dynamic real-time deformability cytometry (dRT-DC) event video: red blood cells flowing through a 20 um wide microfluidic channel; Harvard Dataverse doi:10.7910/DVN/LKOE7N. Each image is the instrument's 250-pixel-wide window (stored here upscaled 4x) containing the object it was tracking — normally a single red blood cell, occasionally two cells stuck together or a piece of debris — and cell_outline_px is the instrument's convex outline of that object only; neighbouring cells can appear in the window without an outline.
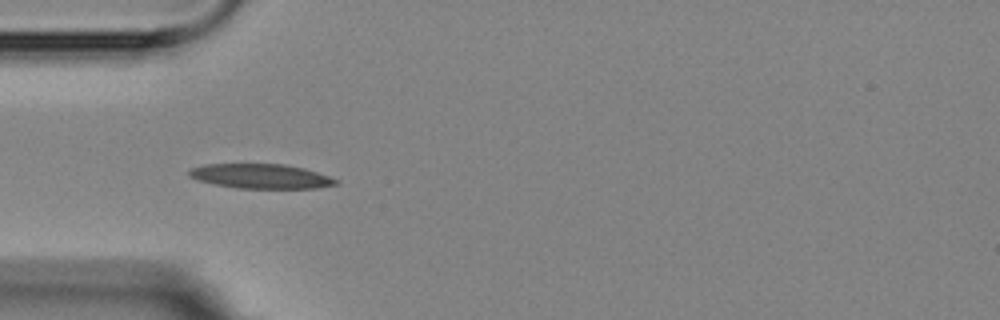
{"species": "Egyptian fruit bat (a non-hibernating species)", "species_latin": "Rousettus aegyptiacus", "temperature_condition": "room temperature", "stored_images_in_passage": 7, "camera_frame_rate_fps": 3000, "um_per_image_px": 0.085, "animal": {"sex": "female"}, "frame": {"image": 1, "passage_image": 4, "time_ms": 3.333, "image_size_px": [1000, 320], "cell_outline_px": [[336, 184], [316, 188], [236, 188], [196, 180], [188, 176], [188, 172], [192, 168], [204, 164], [284, 164], [304, 168], [328, 176], [336, 180]], "centroid_in_image_um": [22.11, 14.97], "position_along_channel_um": 62.9, "area_um2": 20.81}}
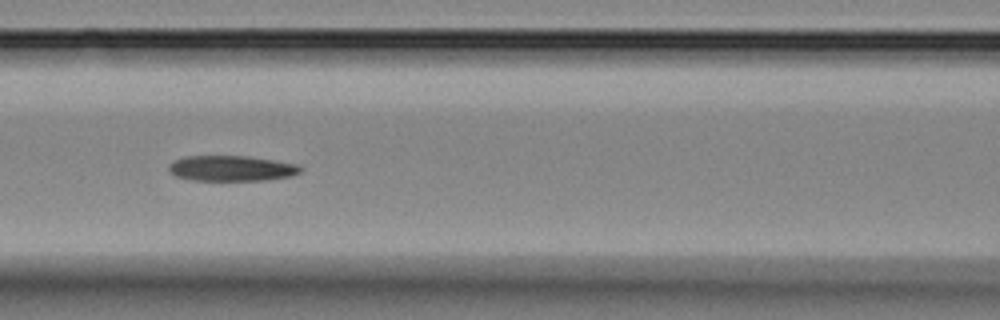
{"frame": {"image": 2, "passage_image": 6, "time_ms": 5.667, "image_size_px": [1000, 320], "cell_outline_px": [[300, 172], [292, 176], [264, 180], [192, 180], [176, 176], [168, 172], [168, 164], [172, 160], [184, 156], [248, 156], [296, 164], [300, 168]], "centroid_in_image_um": [19.59, 14.3], "position_along_channel_um": 147.0, "area_um2": 19.54}}
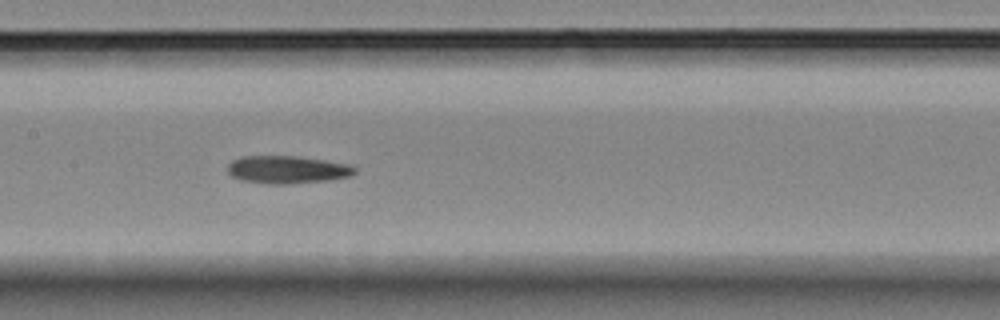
{"frame": {"image": 3, "passage_image": 7, "time_ms": 6.667, "image_size_px": [1000, 320], "cell_outline_px": [[356, 172], [352, 176], [328, 180], [288, 184], [268, 184], [240, 180], [232, 176], [228, 172], [228, 164], [232, 160], [244, 156], [296, 156], [352, 164], [356, 168]], "centroid_in_image_um": [24.44, 14.42], "position_along_channel_um": 183.0, "area_um2": 20.69}}